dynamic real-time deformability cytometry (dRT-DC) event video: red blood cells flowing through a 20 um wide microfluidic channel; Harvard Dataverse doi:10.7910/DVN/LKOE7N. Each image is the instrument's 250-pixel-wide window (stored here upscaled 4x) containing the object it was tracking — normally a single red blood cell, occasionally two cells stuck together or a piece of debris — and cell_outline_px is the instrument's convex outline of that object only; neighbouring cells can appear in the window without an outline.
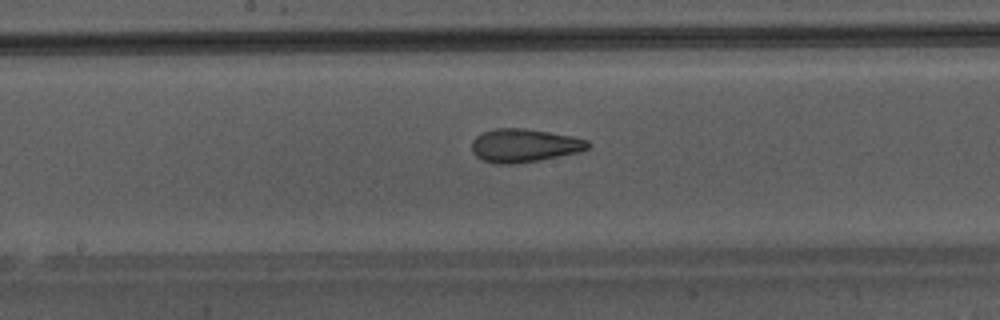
{"species": "Egyptian fruit bat (a non-hibernating species)", "species_latin": "Rousettus aegyptiacus", "temperature_condition": "warm", "stored_images_in_passage": 49, "camera_frame_rate_fps": 3000, "um_per_image_px": 0.085, "animal": {"sex": "male"}, "frame": {"image": 1, "passage_image": 28, "time_ms": 9.0, "image_size_px": [1000, 320], "cell_outline_px": [[592, 144], [588, 148], [580, 152], [540, 160], [512, 164], [496, 164], [484, 160], [476, 156], [472, 152], [472, 140], [476, 136], [492, 128], [524, 128], [572, 136], [588, 140]], "centroid_in_image_um": [44.57, 12.36], "position_along_channel_um": 203.6, "area_um2": 22.66}}